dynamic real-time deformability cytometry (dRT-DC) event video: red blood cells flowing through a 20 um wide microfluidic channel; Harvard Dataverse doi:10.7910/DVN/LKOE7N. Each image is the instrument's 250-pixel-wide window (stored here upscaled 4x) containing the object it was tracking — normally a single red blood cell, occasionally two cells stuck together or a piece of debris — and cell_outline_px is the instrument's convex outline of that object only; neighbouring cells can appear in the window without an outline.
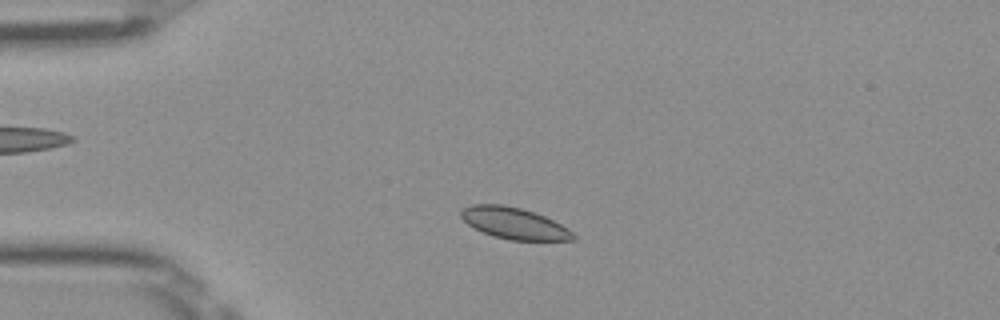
{"species": "Egyptian fruit bat (a non-hibernating species)", "species_latin": "Rousettus aegyptiacus", "temperature_condition": "room temperature", "stored_images_in_passage": 47, "camera_frame_rate_fps": 3000, "um_per_image_px": 0.085, "frame": {"image": 1, "passage_image": 8, "time_ms": 2.333, "image_size_px": [1000, 320], "cell_outline_px": [[576, 240], [508, 240], [484, 232], [468, 224], [460, 216], [460, 208], [472, 204], [504, 204], [520, 208], [544, 216], [568, 228], [576, 236]], "centroid_in_image_um": [43.69, 18.97], "position_along_channel_um": 41.3, "area_um2": 20.4}}
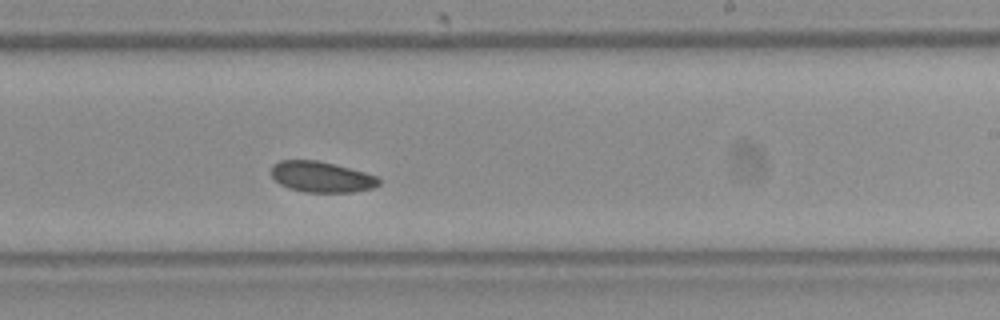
{"frame": {"image": 2, "passage_image": 27, "time_ms": 8.667, "image_size_px": [1000, 320], "cell_outline_px": [[380, 184], [372, 188], [352, 192], [304, 192], [288, 188], [280, 184], [272, 176], [272, 164], [280, 160], [316, 160], [364, 172], [376, 176], [380, 180]], "centroid_in_image_um": [27.3, 15.04], "position_along_channel_um": 261.7, "area_um2": 19.13}}
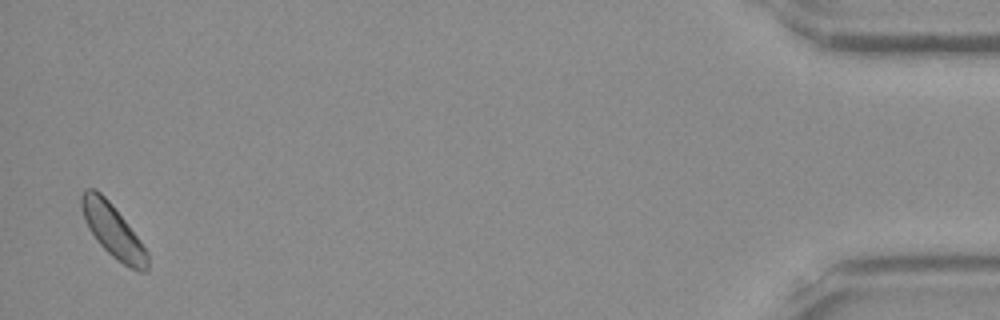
{"frame": {"image": 3, "passage_image": 46, "time_ms": 15.0, "image_size_px": [1000, 320], "cell_outline_px": [[148, 272], [140, 272], [128, 268], [116, 260], [96, 240], [88, 228], [84, 220], [80, 208], [80, 196], [84, 188], [96, 188], [112, 204], [148, 252]], "centroid_in_image_um": [9.57, 19.62], "position_along_channel_um": 425.6, "area_um2": 20.52}}